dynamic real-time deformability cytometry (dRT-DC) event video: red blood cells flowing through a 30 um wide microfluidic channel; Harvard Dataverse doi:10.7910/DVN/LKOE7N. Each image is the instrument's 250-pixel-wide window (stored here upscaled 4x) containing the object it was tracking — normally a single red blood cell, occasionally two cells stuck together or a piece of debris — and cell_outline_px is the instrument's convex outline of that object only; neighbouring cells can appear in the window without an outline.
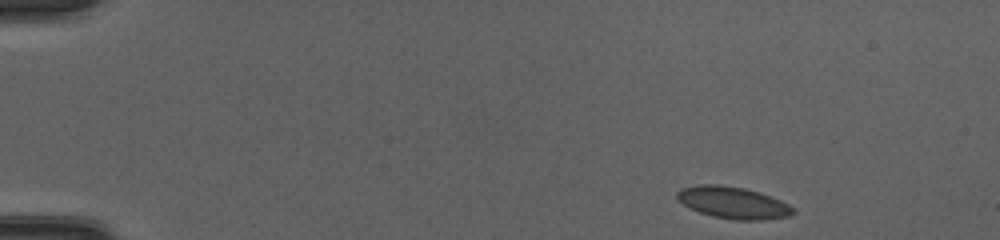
{"species": "common noctule bat (a hibernating species)", "species_latin": "Nyctalus noctula", "temperature_condition": "cold", "stored_images_in_passage": 47, "camera_frame_rate_fps": 3000, "um_per_image_px": 0.085, "animal": {"sex": "female", "body_mass_g": 20.0, "forearm_length_mm": 54.0}, "frame": {"image": 1, "passage_image": 1, "time_ms": 0.0, "image_size_px": [1000, 240], "cell_outline_px": [[796, 212], [788, 216], [764, 220], [736, 220], [712, 216], [700, 212], [676, 200], [676, 192], [680, 188], [704, 184], [716, 184], [744, 188], [760, 192], [780, 200], [788, 204]], "centroid_in_image_um": [62.3, 17.22], "position_along_channel_um": 22.7, "area_um2": 21.44}}
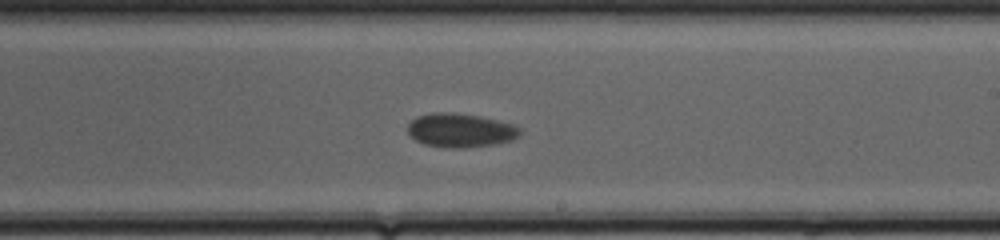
{"frame": {"image": 2, "passage_image": 27, "time_ms": 8.667, "image_size_px": [1000, 240], "cell_outline_px": [[520, 136], [512, 140], [496, 144], [464, 148], [448, 148], [424, 144], [416, 140], [408, 132], [408, 124], [416, 116], [432, 112], [452, 112], [480, 116], [512, 124], [520, 128]], "centroid_in_image_um": [39.13, 11.07], "position_along_channel_um": 249.9, "area_um2": 22.25}}
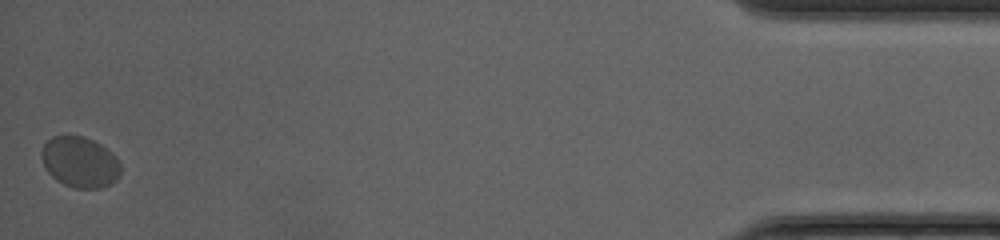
{"frame": {"image": 3, "passage_image": 47, "time_ms": 15.333, "image_size_px": [1000, 240], "cell_outline_px": [[120, 176], [116, 180], [100, 188], [72, 188], [56, 180], [44, 168], [40, 156], [40, 152], [44, 144], [52, 136], [84, 136], [100, 144], [112, 152], [116, 156], [120, 164]], "centroid_in_image_um": [6.77, 13.78], "position_along_channel_um": 428.4, "area_um2": 23.58}}